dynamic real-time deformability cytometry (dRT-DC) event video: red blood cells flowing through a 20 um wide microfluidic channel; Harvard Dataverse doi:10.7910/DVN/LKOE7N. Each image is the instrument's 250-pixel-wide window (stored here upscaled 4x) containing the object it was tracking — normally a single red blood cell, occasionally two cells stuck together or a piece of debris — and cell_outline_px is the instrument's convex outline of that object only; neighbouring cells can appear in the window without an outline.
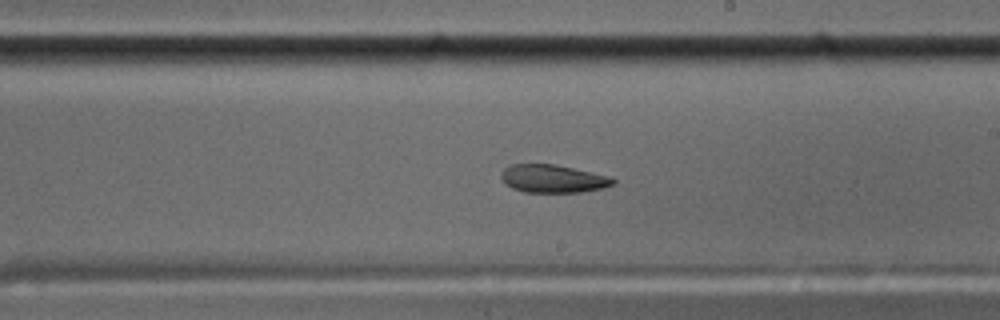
{"species": "common noctule bat (a hibernating species)", "species_latin": "Nyctalus noctula", "temperature_condition": "cold", "stored_images_in_passage": 48, "camera_frame_rate_fps": 3000, "um_per_image_px": 0.085, "animal": {"sex": "male", "body_mass_g": 17.5, "forearm_length_mm": 52.3}, "frame": {"image": 1, "passage_image": 24, "time_ms": 7.667, "image_size_px": [1000, 320], "cell_outline_px": [[616, 184], [604, 188], [580, 192], [524, 192], [512, 188], [504, 184], [500, 176], [504, 168], [512, 164], [556, 164], [612, 176], [616, 180]], "centroid_in_image_um": [47.04, 15.19], "position_along_channel_um": 242.0, "area_um2": 18.55}}
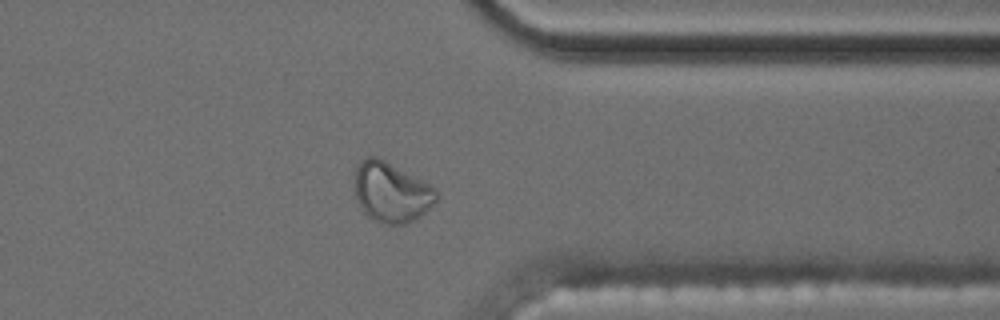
{"frame": {"image": 2, "passage_image": 36, "time_ms": 11.667, "image_size_px": [1000, 320], "cell_outline_px": [[440, 196], [420, 216], [404, 224], [384, 224], [368, 216], [364, 212], [356, 200], [356, 164], [360, 160], [368, 156], [376, 156], [384, 160], [436, 188]], "centroid_in_image_um": [33.26, 16.33], "position_along_channel_um": 378.1, "area_um2": 28.21}}
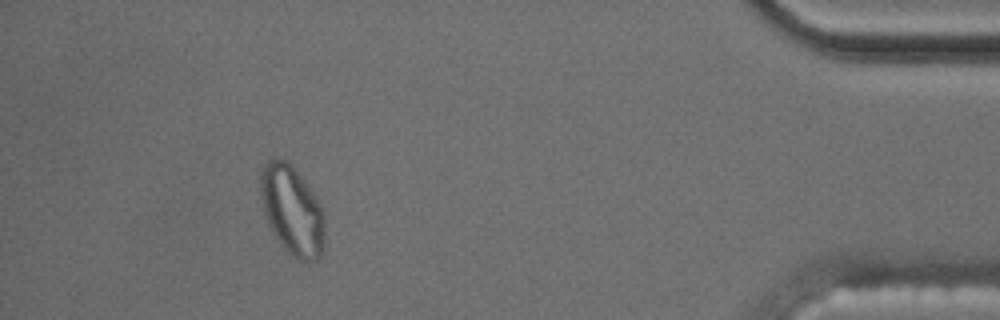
{"frame": {"image": 3, "passage_image": 43, "time_ms": 14.0, "image_size_px": [1000, 320], "cell_outline_px": [[324, 248], [320, 256], [316, 260], [300, 260], [292, 256], [280, 244], [268, 224], [264, 212], [260, 192], [260, 172], [264, 164], [268, 160], [276, 156], [280, 156], [292, 164], [296, 168], [316, 196], [324, 212]], "centroid_in_image_um": [24.83, 17.82], "position_along_channel_um": 410.4, "area_um2": 33.87}, "authors_computed_cell_mechanics": {"area_um2": 19.941, "velocity_mm_per_s": 3.5251, "shape_relaxation_time_tau1_ms": null, "shape_relaxation_time_tau2_ms": 3.2784, "deformation_change_tau1": null, "deformation_change_tau2": 0.0883}}